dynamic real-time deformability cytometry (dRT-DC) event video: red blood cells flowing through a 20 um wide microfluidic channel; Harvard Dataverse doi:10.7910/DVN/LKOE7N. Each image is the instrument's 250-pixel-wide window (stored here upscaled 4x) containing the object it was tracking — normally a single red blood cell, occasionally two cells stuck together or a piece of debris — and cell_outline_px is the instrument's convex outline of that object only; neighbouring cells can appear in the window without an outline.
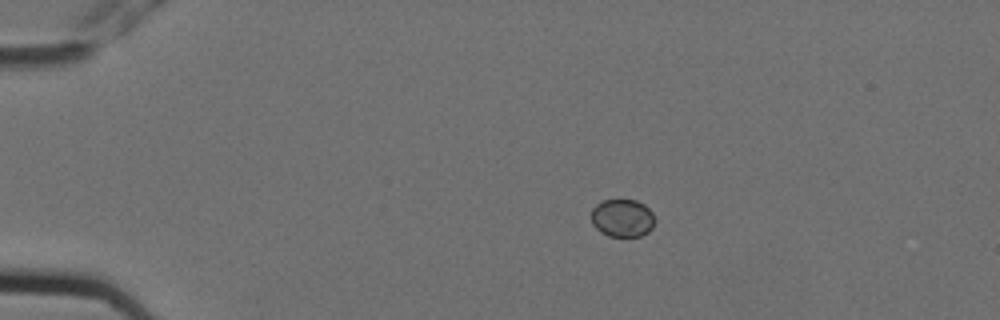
{"species": "Egyptian fruit bat (a non-hibernating species)", "species_latin": "Rousettus aegyptiacus", "temperature_condition": "cold", "stored_images_in_passage": 4, "camera_frame_rate_fps": 3000, "um_per_image_px": 0.085, "animal": {"sex": "female"}, "frame": {"image": 1, "passage_image": 1, "time_ms": 0.0, "image_size_px": [1000, 320], "cell_outline_px": [[656, 220], [652, 228], [648, 232], [640, 236], [608, 236], [600, 232], [592, 224], [592, 208], [600, 200], [636, 200], [644, 204], [652, 212]], "centroid_in_image_um": [52.91, 18.53], "position_along_channel_um": 32.1, "area_um2": 14.16}}
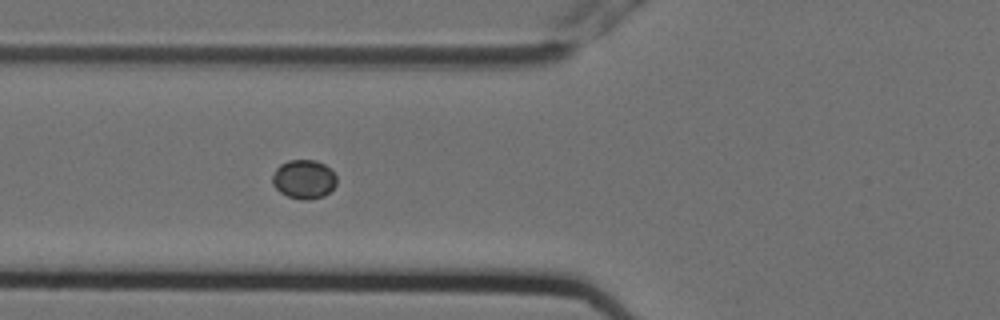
{"frame": {"image": 2, "passage_image": 4, "time_ms": 1.0, "image_size_px": [1000, 320], "cell_outline_px": [[336, 184], [324, 196], [308, 200], [300, 200], [288, 196], [280, 192], [272, 184], [272, 176], [276, 168], [280, 164], [288, 160], [316, 160], [324, 164], [336, 176]], "centroid_in_image_um": [25.8, 15.24], "position_along_channel_um": 100.0, "area_um2": 14.57}}